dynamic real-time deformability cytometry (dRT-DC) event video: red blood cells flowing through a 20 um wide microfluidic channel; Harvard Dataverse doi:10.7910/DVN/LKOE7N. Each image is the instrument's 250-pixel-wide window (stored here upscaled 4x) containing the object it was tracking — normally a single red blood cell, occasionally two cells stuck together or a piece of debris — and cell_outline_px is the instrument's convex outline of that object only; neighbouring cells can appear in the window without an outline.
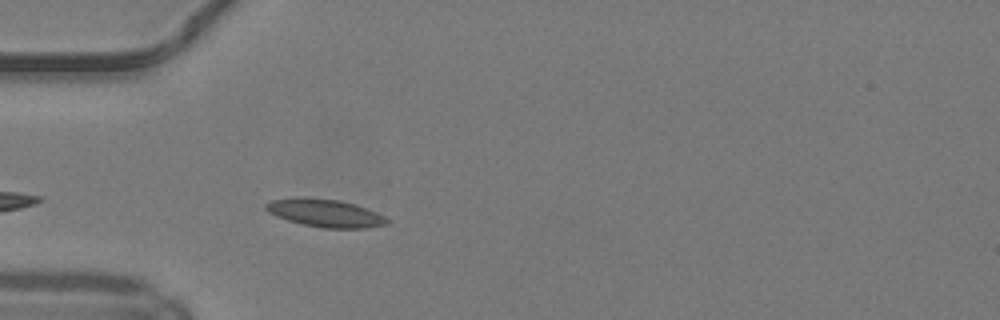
{"species": "common noctule bat (a hibernating species)", "species_latin": "Nyctalus noctula", "temperature_condition": "warm", "stored_images_in_passage": 26, "camera_frame_rate_fps": 3000, "um_per_image_px": 0.085, "animal": {"sex": "male", "body_mass_g": 19.2, "forearm_length_mm": 51.8}, "frame": {"image": 1, "passage_image": 4, "time_ms": 1.0, "image_size_px": [1000, 320], "cell_outline_px": [[392, 220], [388, 224], [364, 228], [324, 228], [300, 224], [276, 216], [268, 212], [264, 208], [264, 204], [272, 200], [340, 200], [376, 212]], "centroid_in_image_um": [27.7, 18.17], "position_along_channel_um": 57.3, "area_um2": 18.79}}